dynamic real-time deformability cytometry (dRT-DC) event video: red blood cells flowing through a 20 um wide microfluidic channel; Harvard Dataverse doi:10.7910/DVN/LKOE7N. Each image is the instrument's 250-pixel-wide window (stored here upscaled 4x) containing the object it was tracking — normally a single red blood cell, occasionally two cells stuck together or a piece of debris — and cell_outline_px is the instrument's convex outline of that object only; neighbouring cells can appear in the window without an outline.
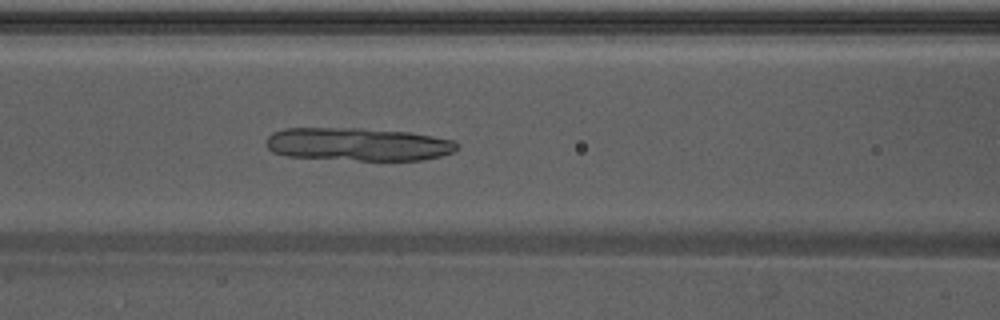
{"species": "Egyptian fruit bat (a non-hibernating species)", "species_latin": "Rousettus aegyptiacus", "temperature_condition": "warm", "stored_images_in_passage": 52, "camera_frame_rate_fps": 3000, "um_per_image_px": 0.085, "animal": {"sex": "male"}, "frame": {"image": 1, "passage_image": 21, "time_ms": 6.667, "image_size_px": [1000, 320], "cell_outline_px": [[456, 148], [452, 152], [440, 156], [420, 160], [356, 160], [288, 156], [272, 152], [264, 144], [264, 140], [272, 132], [284, 128], [360, 128], [408, 132], [432, 136], [452, 140], [456, 144]], "centroid_in_image_um": [30.34, 12.26], "position_along_channel_um": 136.3, "area_um2": 36.7}}
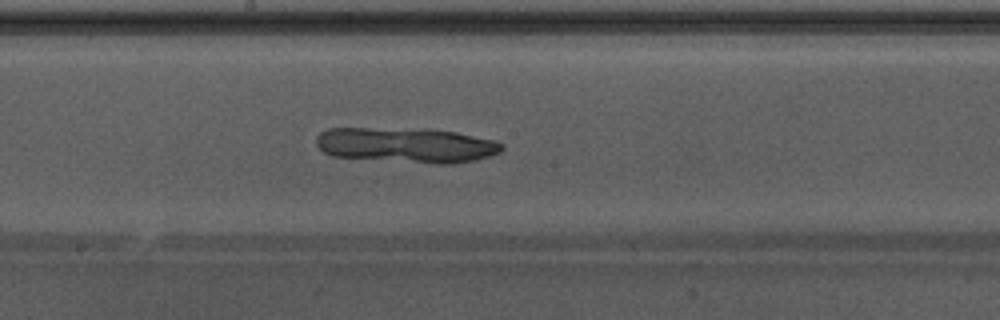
{"frame": {"image": 2, "passage_image": 27, "time_ms": 8.667, "image_size_px": [1000, 320], "cell_outline_px": [[504, 148], [500, 152], [476, 160], [452, 164], [436, 164], [332, 156], [324, 152], [316, 144], [316, 136], [320, 132], [328, 128], [428, 128], [456, 132], [496, 140], [504, 144]], "centroid_in_image_um": [34.56, 12.32], "position_along_channel_um": 213.6, "area_um2": 38.44}}
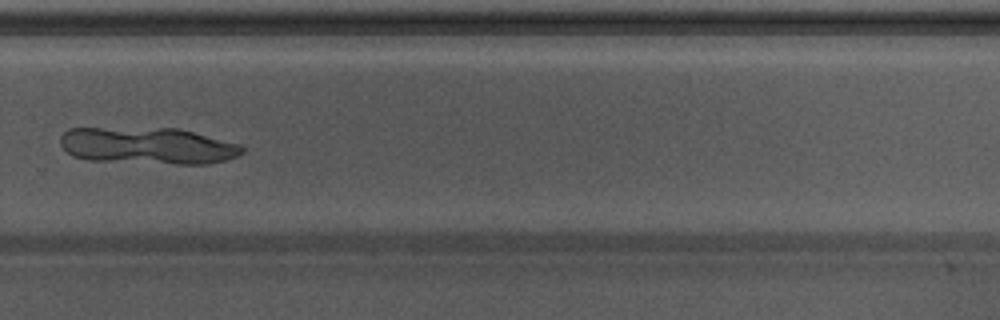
{"frame": {"image": 3, "passage_image": 35, "time_ms": 11.333, "image_size_px": [1000, 320], "cell_outline_px": [[244, 152], [236, 156], [224, 160], [208, 164], [176, 164], [84, 160], [72, 156], [60, 144], [60, 136], [68, 128], [180, 128], [240, 144], [244, 148]], "centroid_in_image_um": [12.54, 12.39], "position_along_channel_um": 317.3, "area_um2": 39.25}}